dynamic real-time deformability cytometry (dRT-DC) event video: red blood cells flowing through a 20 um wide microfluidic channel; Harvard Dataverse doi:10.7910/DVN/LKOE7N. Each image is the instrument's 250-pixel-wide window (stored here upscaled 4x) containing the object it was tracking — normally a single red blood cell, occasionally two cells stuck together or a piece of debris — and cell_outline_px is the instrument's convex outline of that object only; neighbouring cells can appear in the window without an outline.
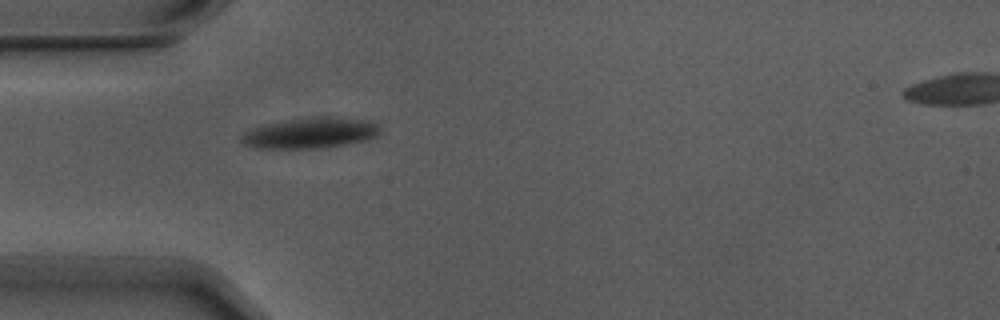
{"species": "Egyptian fruit bat (a non-hibernating species)", "species_latin": "Rousettus aegyptiacus", "temperature_condition": "warm", "stored_images_in_passage": 2, "segment_of_instrument_passage": [1, 2], "camera_frame_rate_fps": 3000, "um_per_image_px": 0.085, "animal": {"sex": "male"}, "frame": {"image": 1, "passage_image": 1, "time_ms": 0.0, "image_size_px": [1000, 320], "cell_outline_px": [[380, 132], [376, 136], [368, 140], [348, 144], [316, 148], [252, 148], [244, 144], [240, 140], [244, 132], [268, 124], [292, 120], [368, 120], [380, 124]], "centroid_in_image_um": [26.39, 11.38], "position_along_channel_um": 58.6, "area_um2": 23.35}}